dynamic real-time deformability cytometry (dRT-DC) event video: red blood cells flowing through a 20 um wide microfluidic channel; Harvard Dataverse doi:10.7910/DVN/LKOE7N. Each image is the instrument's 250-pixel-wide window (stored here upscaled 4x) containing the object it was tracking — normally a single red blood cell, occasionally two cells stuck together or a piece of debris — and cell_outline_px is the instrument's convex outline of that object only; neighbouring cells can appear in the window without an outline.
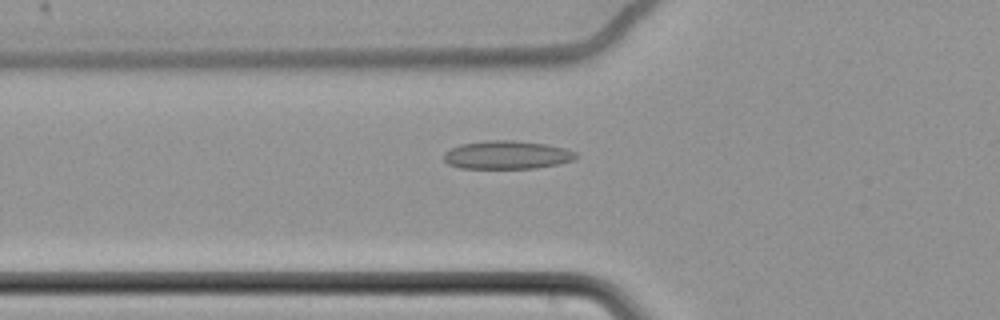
{"species": "common noctule bat (a hibernating species)", "species_latin": "Nyctalus noctula", "temperature_condition": "cold", "stored_images_in_passage": 49, "camera_frame_rate_fps": 3000, "um_per_image_px": 0.085, "animal": {"sex": "female", "body_mass_g": 22.7, "forearm_length_mm": 54.2}, "frame": {"image": 1, "passage_image": 11, "time_ms": 3.333, "image_size_px": [1000, 320], "cell_outline_px": [[576, 156], [572, 160], [560, 164], [536, 168], [460, 168], [448, 164], [444, 160], [444, 152], [460, 144], [488, 140], [516, 140], [548, 144], [564, 148], [576, 152]], "centroid_in_image_um": [43.09, 13.16], "position_along_channel_um": 82.7, "area_um2": 21.85}}
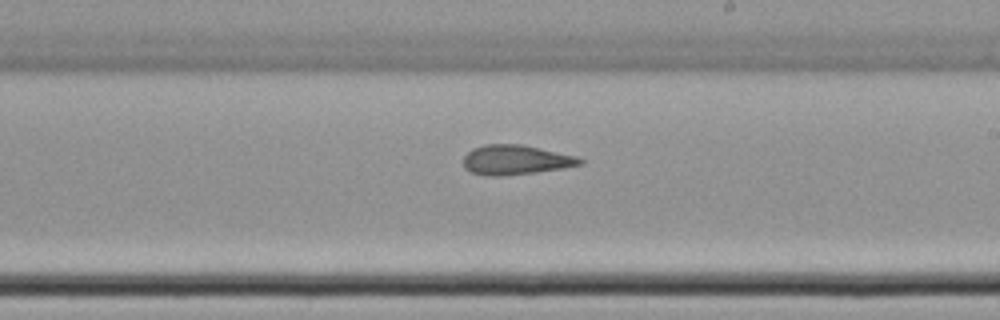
{"frame": {"image": 2, "passage_image": 25, "time_ms": 8.0, "image_size_px": [1000, 320], "cell_outline_px": [[584, 164], [564, 168], [536, 172], [504, 176], [488, 176], [472, 172], [464, 168], [464, 156], [472, 148], [484, 144], [520, 144], [540, 148], [576, 156], [584, 160]], "centroid_in_image_um": [43.84, 13.59], "position_along_channel_um": 245.2, "area_um2": 20.23}}
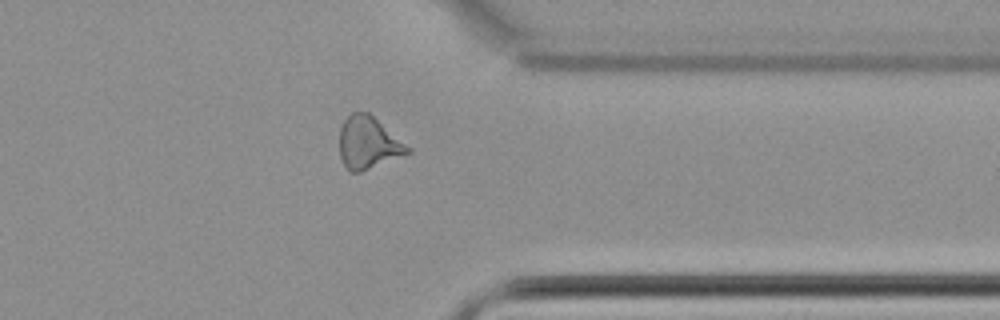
{"frame": {"image": 3, "passage_image": 37, "time_ms": 12.0, "image_size_px": [1000, 320], "cell_outline_px": [[412, 152], [360, 172], [352, 172], [344, 164], [340, 156], [340, 128], [344, 120], [352, 112], [368, 112], [412, 148]], "centroid_in_image_um": [31.32, 12.13], "position_along_channel_um": 380.1, "area_um2": 20.58}, "authors_computed_cell_mechanics": {"area_um2": 20.808, "velocity_mm_per_s": 3.4798, "shape_relaxation_time_tau1_ms": null, "shape_relaxation_time_tau2_ms": 3.4551, "deformation_change_tau1": null, "deformation_change_tau2": 0.1102}}